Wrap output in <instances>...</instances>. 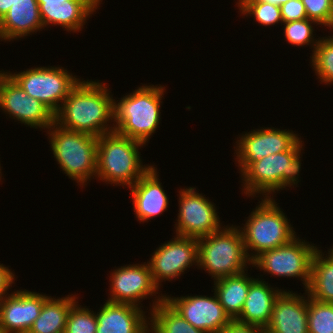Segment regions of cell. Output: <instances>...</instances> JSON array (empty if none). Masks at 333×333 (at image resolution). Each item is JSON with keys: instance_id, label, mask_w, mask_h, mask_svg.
<instances>
[{"instance_id": "10", "label": "cell", "mask_w": 333, "mask_h": 333, "mask_svg": "<svg viewBox=\"0 0 333 333\" xmlns=\"http://www.w3.org/2000/svg\"><path fill=\"white\" fill-rule=\"evenodd\" d=\"M109 279V295L107 301L114 303H127L144 308L141 302L156 296L150 302V309L165 300V294L160 293L159 288L151 275L146 261L142 264H127L111 270ZM159 292V293H158ZM158 294V295H156ZM141 304V305H140Z\"/></svg>"}, {"instance_id": "23", "label": "cell", "mask_w": 333, "mask_h": 333, "mask_svg": "<svg viewBox=\"0 0 333 333\" xmlns=\"http://www.w3.org/2000/svg\"><path fill=\"white\" fill-rule=\"evenodd\" d=\"M247 271L214 281L212 292H215L231 320H236L240 316L250 284L255 279L248 275Z\"/></svg>"}, {"instance_id": "13", "label": "cell", "mask_w": 333, "mask_h": 333, "mask_svg": "<svg viewBox=\"0 0 333 333\" xmlns=\"http://www.w3.org/2000/svg\"><path fill=\"white\" fill-rule=\"evenodd\" d=\"M173 237L159 245L147 261L154 283L159 288L162 282L179 279L188 268L198 266V240L178 235Z\"/></svg>"}, {"instance_id": "27", "label": "cell", "mask_w": 333, "mask_h": 333, "mask_svg": "<svg viewBox=\"0 0 333 333\" xmlns=\"http://www.w3.org/2000/svg\"><path fill=\"white\" fill-rule=\"evenodd\" d=\"M312 70L320 84L333 85V34L321 37L310 56Z\"/></svg>"}, {"instance_id": "4", "label": "cell", "mask_w": 333, "mask_h": 333, "mask_svg": "<svg viewBox=\"0 0 333 333\" xmlns=\"http://www.w3.org/2000/svg\"><path fill=\"white\" fill-rule=\"evenodd\" d=\"M143 146L116 131L99 136L96 180L130 188L154 165H143L139 151Z\"/></svg>"}, {"instance_id": "34", "label": "cell", "mask_w": 333, "mask_h": 333, "mask_svg": "<svg viewBox=\"0 0 333 333\" xmlns=\"http://www.w3.org/2000/svg\"><path fill=\"white\" fill-rule=\"evenodd\" d=\"M15 277V272L9 269V266L0 263V299L9 294L12 284H16L14 283L17 279Z\"/></svg>"}, {"instance_id": "3", "label": "cell", "mask_w": 333, "mask_h": 333, "mask_svg": "<svg viewBox=\"0 0 333 333\" xmlns=\"http://www.w3.org/2000/svg\"><path fill=\"white\" fill-rule=\"evenodd\" d=\"M136 88L114 101L115 131L148 145L161 120V100L165 99L166 87L142 84Z\"/></svg>"}, {"instance_id": "1", "label": "cell", "mask_w": 333, "mask_h": 333, "mask_svg": "<svg viewBox=\"0 0 333 333\" xmlns=\"http://www.w3.org/2000/svg\"><path fill=\"white\" fill-rule=\"evenodd\" d=\"M100 81L82 78L54 114V122L95 137L115 131V99L106 83Z\"/></svg>"}, {"instance_id": "12", "label": "cell", "mask_w": 333, "mask_h": 333, "mask_svg": "<svg viewBox=\"0 0 333 333\" xmlns=\"http://www.w3.org/2000/svg\"><path fill=\"white\" fill-rule=\"evenodd\" d=\"M299 136L293 130L268 126L243 132L233 145L239 173L263 157L289 150L301 138Z\"/></svg>"}, {"instance_id": "33", "label": "cell", "mask_w": 333, "mask_h": 333, "mask_svg": "<svg viewBox=\"0 0 333 333\" xmlns=\"http://www.w3.org/2000/svg\"><path fill=\"white\" fill-rule=\"evenodd\" d=\"M280 11L283 23L307 19L301 0H289L280 6Z\"/></svg>"}, {"instance_id": "11", "label": "cell", "mask_w": 333, "mask_h": 333, "mask_svg": "<svg viewBox=\"0 0 333 333\" xmlns=\"http://www.w3.org/2000/svg\"><path fill=\"white\" fill-rule=\"evenodd\" d=\"M178 193L179 210L174 224L176 235L199 239L224 227L216 204L205 194L198 193L196 187L180 188Z\"/></svg>"}, {"instance_id": "16", "label": "cell", "mask_w": 333, "mask_h": 333, "mask_svg": "<svg viewBox=\"0 0 333 333\" xmlns=\"http://www.w3.org/2000/svg\"><path fill=\"white\" fill-rule=\"evenodd\" d=\"M50 296L26 289L14 290L0 299L2 333H27Z\"/></svg>"}, {"instance_id": "20", "label": "cell", "mask_w": 333, "mask_h": 333, "mask_svg": "<svg viewBox=\"0 0 333 333\" xmlns=\"http://www.w3.org/2000/svg\"><path fill=\"white\" fill-rule=\"evenodd\" d=\"M157 170V167L153 165L129 188L133 200V211L139 223L153 220L169 207V197L161 185Z\"/></svg>"}, {"instance_id": "15", "label": "cell", "mask_w": 333, "mask_h": 333, "mask_svg": "<svg viewBox=\"0 0 333 333\" xmlns=\"http://www.w3.org/2000/svg\"><path fill=\"white\" fill-rule=\"evenodd\" d=\"M165 300L192 326L206 333H221L231 321L218 297L165 295Z\"/></svg>"}, {"instance_id": "24", "label": "cell", "mask_w": 333, "mask_h": 333, "mask_svg": "<svg viewBox=\"0 0 333 333\" xmlns=\"http://www.w3.org/2000/svg\"><path fill=\"white\" fill-rule=\"evenodd\" d=\"M78 299L72 293L65 297L50 296L27 333H64L68 314Z\"/></svg>"}, {"instance_id": "19", "label": "cell", "mask_w": 333, "mask_h": 333, "mask_svg": "<svg viewBox=\"0 0 333 333\" xmlns=\"http://www.w3.org/2000/svg\"><path fill=\"white\" fill-rule=\"evenodd\" d=\"M149 313L132 304L105 303L96 312V333H149Z\"/></svg>"}, {"instance_id": "30", "label": "cell", "mask_w": 333, "mask_h": 333, "mask_svg": "<svg viewBox=\"0 0 333 333\" xmlns=\"http://www.w3.org/2000/svg\"><path fill=\"white\" fill-rule=\"evenodd\" d=\"M308 332L333 333V303L321 302L308 296Z\"/></svg>"}, {"instance_id": "31", "label": "cell", "mask_w": 333, "mask_h": 333, "mask_svg": "<svg viewBox=\"0 0 333 333\" xmlns=\"http://www.w3.org/2000/svg\"><path fill=\"white\" fill-rule=\"evenodd\" d=\"M77 301L71 308L64 333H96L98 321L96 311L81 306Z\"/></svg>"}, {"instance_id": "35", "label": "cell", "mask_w": 333, "mask_h": 333, "mask_svg": "<svg viewBox=\"0 0 333 333\" xmlns=\"http://www.w3.org/2000/svg\"><path fill=\"white\" fill-rule=\"evenodd\" d=\"M221 333H265V329L238 320H231Z\"/></svg>"}, {"instance_id": "8", "label": "cell", "mask_w": 333, "mask_h": 333, "mask_svg": "<svg viewBox=\"0 0 333 333\" xmlns=\"http://www.w3.org/2000/svg\"><path fill=\"white\" fill-rule=\"evenodd\" d=\"M6 73L31 97L47 106L54 114L81 77L61 66H40L21 72Z\"/></svg>"}, {"instance_id": "21", "label": "cell", "mask_w": 333, "mask_h": 333, "mask_svg": "<svg viewBox=\"0 0 333 333\" xmlns=\"http://www.w3.org/2000/svg\"><path fill=\"white\" fill-rule=\"evenodd\" d=\"M262 276L251 282L242 312L236 320L266 329L271 320L274 303L284 288L272 287Z\"/></svg>"}, {"instance_id": "18", "label": "cell", "mask_w": 333, "mask_h": 333, "mask_svg": "<svg viewBox=\"0 0 333 333\" xmlns=\"http://www.w3.org/2000/svg\"><path fill=\"white\" fill-rule=\"evenodd\" d=\"M265 333H309L308 294L285 289L276 299Z\"/></svg>"}, {"instance_id": "9", "label": "cell", "mask_w": 333, "mask_h": 333, "mask_svg": "<svg viewBox=\"0 0 333 333\" xmlns=\"http://www.w3.org/2000/svg\"><path fill=\"white\" fill-rule=\"evenodd\" d=\"M317 249L315 244L296 236L285 245L262 252L252 261V267L271 277L298 278L306 290L310 282L312 258Z\"/></svg>"}, {"instance_id": "36", "label": "cell", "mask_w": 333, "mask_h": 333, "mask_svg": "<svg viewBox=\"0 0 333 333\" xmlns=\"http://www.w3.org/2000/svg\"><path fill=\"white\" fill-rule=\"evenodd\" d=\"M17 0H0V20L8 13L12 4Z\"/></svg>"}, {"instance_id": "6", "label": "cell", "mask_w": 333, "mask_h": 333, "mask_svg": "<svg viewBox=\"0 0 333 333\" xmlns=\"http://www.w3.org/2000/svg\"><path fill=\"white\" fill-rule=\"evenodd\" d=\"M259 199V205L256 204L244 220L245 224H241L243 227L238 225L251 261L262 252L285 245L297 236L290 218H287L274 198Z\"/></svg>"}, {"instance_id": "22", "label": "cell", "mask_w": 333, "mask_h": 333, "mask_svg": "<svg viewBox=\"0 0 333 333\" xmlns=\"http://www.w3.org/2000/svg\"><path fill=\"white\" fill-rule=\"evenodd\" d=\"M44 30L37 0H17L0 20V41L21 40Z\"/></svg>"}, {"instance_id": "32", "label": "cell", "mask_w": 333, "mask_h": 333, "mask_svg": "<svg viewBox=\"0 0 333 333\" xmlns=\"http://www.w3.org/2000/svg\"><path fill=\"white\" fill-rule=\"evenodd\" d=\"M307 18L328 30L333 28V0H301Z\"/></svg>"}, {"instance_id": "37", "label": "cell", "mask_w": 333, "mask_h": 333, "mask_svg": "<svg viewBox=\"0 0 333 333\" xmlns=\"http://www.w3.org/2000/svg\"><path fill=\"white\" fill-rule=\"evenodd\" d=\"M260 1H264L266 3H270L275 6H281L284 3L288 2L289 0H260Z\"/></svg>"}, {"instance_id": "28", "label": "cell", "mask_w": 333, "mask_h": 333, "mask_svg": "<svg viewBox=\"0 0 333 333\" xmlns=\"http://www.w3.org/2000/svg\"><path fill=\"white\" fill-rule=\"evenodd\" d=\"M236 7L239 9L240 15L247 17L249 16L258 22L262 26H273L275 24H281L282 17L280 6H275L270 3H266L260 0H237Z\"/></svg>"}, {"instance_id": "39", "label": "cell", "mask_w": 333, "mask_h": 333, "mask_svg": "<svg viewBox=\"0 0 333 333\" xmlns=\"http://www.w3.org/2000/svg\"><path fill=\"white\" fill-rule=\"evenodd\" d=\"M327 251H329L333 255V246H332V248L328 249Z\"/></svg>"}, {"instance_id": "26", "label": "cell", "mask_w": 333, "mask_h": 333, "mask_svg": "<svg viewBox=\"0 0 333 333\" xmlns=\"http://www.w3.org/2000/svg\"><path fill=\"white\" fill-rule=\"evenodd\" d=\"M148 315L149 333H206L187 322L166 300Z\"/></svg>"}, {"instance_id": "17", "label": "cell", "mask_w": 333, "mask_h": 333, "mask_svg": "<svg viewBox=\"0 0 333 333\" xmlns=\"http://www.w3.org/2000/svg\"><path fill=\"white\" fill-rule=\"evenodd\" d=\"M103 0H37L44 28L60 26L70 34L82 31ZM50 25V26H49Z\"/></svg>"}, {"instance_id": "25", "label": "cell", "mask_w": 333, "mask_h": 333, "mask_svg": "<svg viewBox=\"0 0 333 333\" xmlns=\"http://www.w3.org/2000/svg\"><path fill=\"white\" fill-rule=\"evenodd\" d=\"M319 248L313 255L310 282L304 291L309 298L333 303V255L329 251L325 254Z\"/></svg>"}, {"instance_id": "14", "label": "cell", "mask_w": 333, "mask_h": 333, "mask_svg": "<svg viewBox=\"0 0 333 333\" xmlns=\"http://www.w3.org/2000/svg\"><path fill=\"white\" fill-rule=\"evenodd\" d=\"M0 108L6 116L30 128L47 130L54 123V113L29 96L4 70L0 71Z\"/></svg>"}, {"instance_id": "2", "label": "cell", "mask_w": 333, "mask_h": 333, "mask_svg": "<svg viewBox=\"0 0 333 333\" xmlns=\"http://www.w3.org/2000/svg\"><path fill=\"white\" fill-rule=\"evenodd\" d=\"M303 145L304 142L300 138L289 150L263 157L261 160L251 163L240 174L243 183V185L241 184L242 194L251 199L255 197L274 198L273 195L280 190H285L287 187H298L301 180L299 173L302 166Z\"/></svg>"}, {"instance_id": "29", "label": "cell", "mask_w": 333, "mask_h": 333, "mask_svg": "<svg viewBox=\"0 0 333 333\" xmlns=\"http://www.w3.org/2000/svg\"><path fill=\"white\" fill-rule=\"evenodd\" d=\"M284 25L281 29H284V37L285 40L288 42V44L300 47L311 46V55L314 53L315 47L317 46V43L320 39L314 38L316 37L315 26H318V24L310 19H303L298 21H291L287 23H282ZM314 25V26H313ZM315 33V35L313 34Z\"/></svg>"}, {"instance_id": "7", "label": "cell", "mask_w": 333, "mask_h": 333, "mask_svg": "<svg viewBox=\"0 0 333 333\" xmlns=\"http://www.w3.org/2000/svg\"><path fill=\"white\" fill-rule=\"evenodd\" d=\"M198 240V266L212 276L213 281L241 274L252 267L242 234L235 225H224L222 229Z\"/></svg>"}, {"instance_id": "38", "label": "cell", "mask_w": 333, "mask_h": 333, "mask_svg": "<svg viewBox=\"0 0 333 333\" xmlns=\"http://www.w3.org/2000/svg\"><path fill=\"white\" fill-rule=\"evenodd\" d=\"M2 168H1V164H0V182H1V180L3 179V178H1L2 177V170H1Z\"/></svg>"}, {"instance_id": "5", "label": "cell", "mask_w": 333, "mask_h": 333, "mask_svg": "<svg viewBox=\"0 0 333 333\" xmlns=\"http://www.w3.org/2000/svg\"><path fill=\"white\" fill-rule=\"evenodd\" d=\"M45 132L58 167L69 179L82 188L96 179L98 137L66 129L55 122Z\"/></svg>"}]
</instances>
